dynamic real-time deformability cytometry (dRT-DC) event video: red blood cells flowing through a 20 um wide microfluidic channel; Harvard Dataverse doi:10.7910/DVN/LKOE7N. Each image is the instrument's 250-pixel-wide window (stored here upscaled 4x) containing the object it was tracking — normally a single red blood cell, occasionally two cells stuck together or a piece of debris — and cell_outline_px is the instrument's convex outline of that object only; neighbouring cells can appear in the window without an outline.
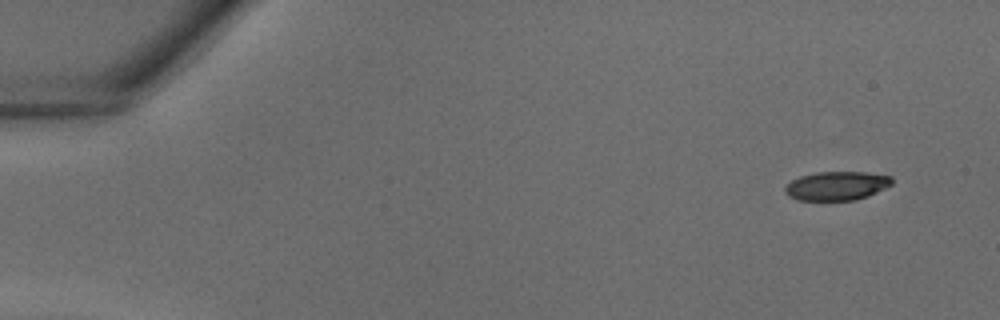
{"species": "common noctule bat (a hibernating species)", "species_latin": "Nyctalus noctula", "temperature_condition": "warm", "stored_images_in_passage": 21, "camera_frame_rate_fps": 3000, "um_per_image_px": 0.085, "animal": {"sex": "male", "body_mass_g": 18.8}, "frame": {"image": 1, "passage_image": 1, "time_ms": 0.0, "image_size_px": [1000, 320], "cell_outline_px": [[892, 184], [868, 196], [856, 200], [796, 200], [788, 196], [784, 192], [784, 188], [792, 180], [800, 176], [816, 172], [864, 172], [892, 176]], "centroid_in_image_um": [71.1, 15.8], "position_along_channel_um": 13.9, "area_um2": 17.98}}
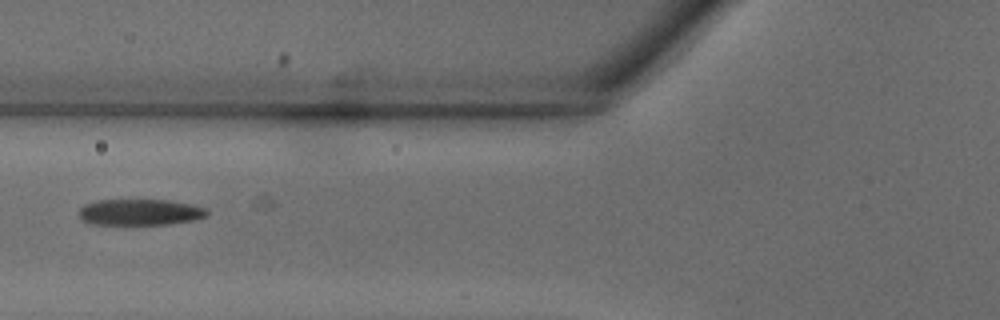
{"frame": {"image": 2, "passage_image": 14, "time_ms": 4.333, "image_size_px": [1000, 320], "cell_outline_px": [[208, 216], [196, 220], [172, 224], [92, 224], [80, 220], [80, 208], [84, 204], [96, 200], [168, 200], [192, 204], [208, 208]], "centroid_in_image_um": [11.95, 18.03], "position_along_channel_um": 113.9, "area_um2": 19.77}}
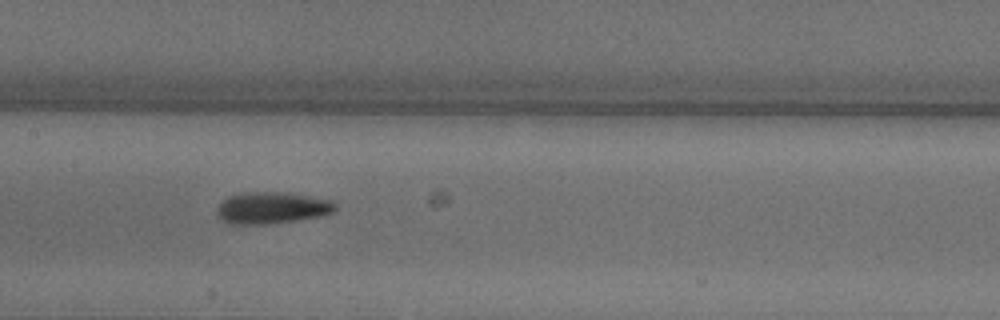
{"frame": {"image": 3, "passage_image": 18, "time_ms": 5.667, "image_size_px": [1000, 320], "cell_outline_px": [[336, 208], [332, 212], [320, 216], [268, 224], [228, 224], [216, 212], [216, 208], [228, 196], [244, 192], [280, 192], [308, 196], [332, 200], [336, 204]], "centroid_in_image_um": [23.09, 17.66], "position_along_channel_um": 184.3, "area_um2": 21.62}}